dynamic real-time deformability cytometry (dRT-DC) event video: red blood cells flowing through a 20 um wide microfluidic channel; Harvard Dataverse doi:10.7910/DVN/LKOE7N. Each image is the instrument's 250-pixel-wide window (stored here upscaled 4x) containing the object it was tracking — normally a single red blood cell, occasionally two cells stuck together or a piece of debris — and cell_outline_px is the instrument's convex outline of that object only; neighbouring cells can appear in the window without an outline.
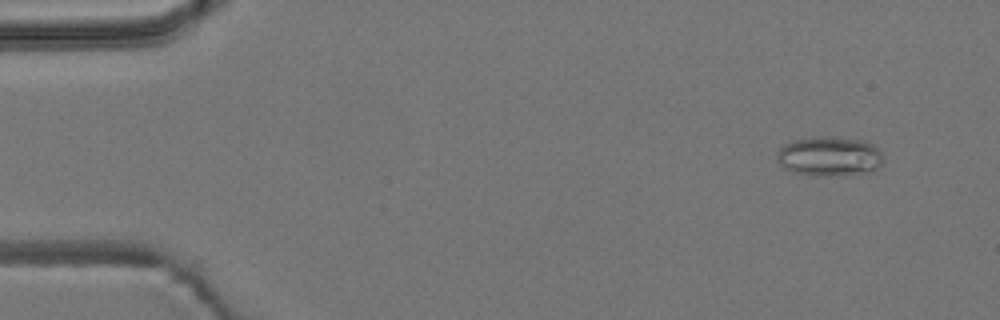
{"species": "common noctule bat (a hibernating species)", "species_latin": "Nyctalus noctula", "temperature_condition": "room temperature", "stored_images_in_passage": 54, "camera_frame_rate_fps": 3000, "um_per_image_px": 0.085, "animal": {"sex": "male", "body_mass_g": 19.2, "forearm_length_mm": 51.8}, "frame": {"image": 1, "passage_image": 5, "time_ms": 1.333, "image_size_px": [1000, 320], "cell_outline_px": [[884, 160], [872, 172], [828, 176], [816, 176], [792, 172], [784, 168], [776, 160], [776, 152], [784, 144], [792, 140], [812, 136], [832, 136], [868, 140], [880, 152]], "centroid_in_image_um": [70.47, 13.27], "position_along_channel_um": 14.5, "area_um2": 25.03}}
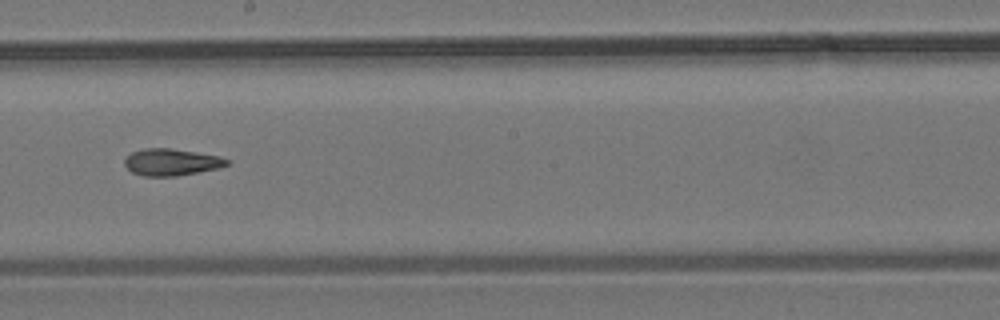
{"frame": {"image": 2, "passage_image": 31, "time_ms": 10.0, "image_size_px": [1000, 320], "cell_outline_px": [[228, 164], [216, 168], [176, 176], [144, 176], [132, 172], [124, 164], [124, 160], [132, 152], [144, 148], [172, 148], [220, 156], [228, 160]], "centroid_in_image_um": [14.53, 13.77], "position_along_channel_um": 233.7, "area_um2": 15.78}}
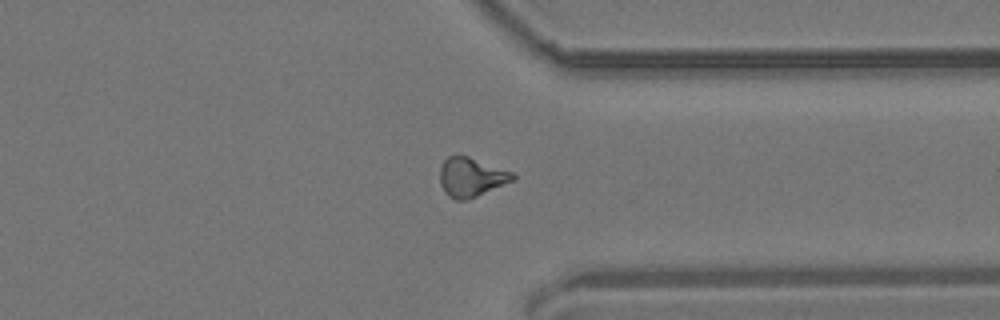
{"frame": {"image": 3, "passage_image": 42, "time_ms": 13.667, "image_size_px": [1000, 320], "cell_outline_px": [[516, 180], [468, 200], [456, 200], [448, 196], [444, 192], [440, 184], [440, 164], [448, 156], [468, 156], [512, 172], [516, 176]], "centroid_in_image_um": [40.05, 15.08], "position_along_channel_um": 371.4, "area_um2": 16.76}, "authors_computed_cell_mechanics": {"area_um2": 16.473, "velocity_mm_per_s": 3.8176, "shape_relaxation_time_tau1_ms": null, "shape_relaxation_time_tau2_ms": 4.9852, "deformation_change_tau1": null, "deformation_change_tau2": 0.1382}}